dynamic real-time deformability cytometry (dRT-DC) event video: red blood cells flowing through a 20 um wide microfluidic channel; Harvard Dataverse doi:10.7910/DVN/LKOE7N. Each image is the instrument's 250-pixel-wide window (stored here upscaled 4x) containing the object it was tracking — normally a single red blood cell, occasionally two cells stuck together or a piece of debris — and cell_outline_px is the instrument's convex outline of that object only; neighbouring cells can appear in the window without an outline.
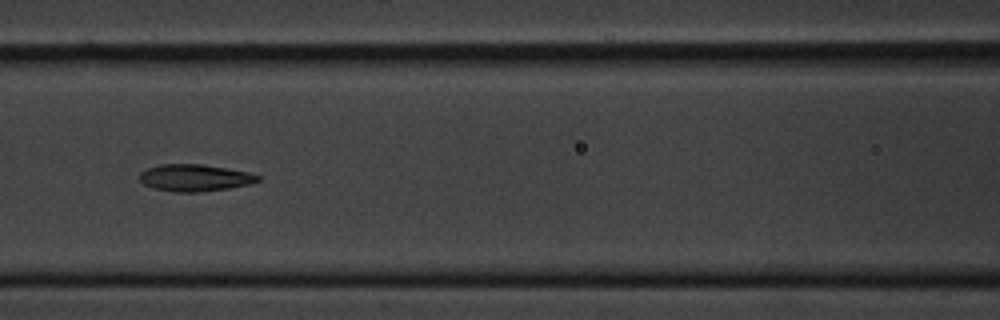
{"species": "common noctule bat (a hibernating species)", "species_latin": "Nyctalus noctula", "temperature_condition": "cold", "stored_images_in_passage": 9, "camera_frame_rate_fps": 3000, "um_per_image_px": 0.085, "animal": {"sex": "male", "body_mass_g": 20.1, "forearm_length_mm": 53.5}, "frame": {"image": 1, "passage_image": 8, "time_ms": 2.333, "image_size_px": [1000, 320], "cell_outline_px": [[260, 180], [248, 184], [228, 188], [200, 192], [172, 192], [152, 188], [144, 184], [140, 180], [140, 172], [148, 168], [160, 164], [200, 164], [248, 172], [260, 176]], "centroid_in_image_um": [16.51, 15.12], "position_along_channel_um": 150.1, "area_um2": 18.44}}
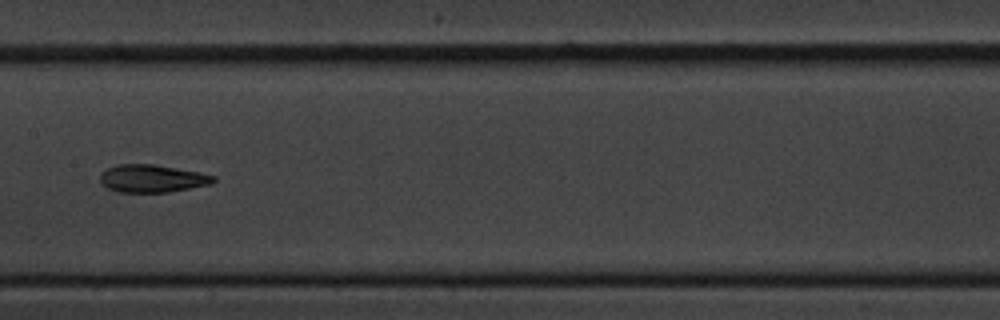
{"frame": {"image": 2, "passage_image": 9, "time_ms": 2.667, "image_size_px": [1000, 320], "cell_outline_px": [[216, 180], [212, 184], [168, 192], [116, 192], [100, 184], [100, 172], [116, 164], [156, 164], [200, 172], [216, 176]], "centroid_in_image_um": [12.92, 15.17], "position_along_channel_um": 194.5, "area_um2": 18.55}}